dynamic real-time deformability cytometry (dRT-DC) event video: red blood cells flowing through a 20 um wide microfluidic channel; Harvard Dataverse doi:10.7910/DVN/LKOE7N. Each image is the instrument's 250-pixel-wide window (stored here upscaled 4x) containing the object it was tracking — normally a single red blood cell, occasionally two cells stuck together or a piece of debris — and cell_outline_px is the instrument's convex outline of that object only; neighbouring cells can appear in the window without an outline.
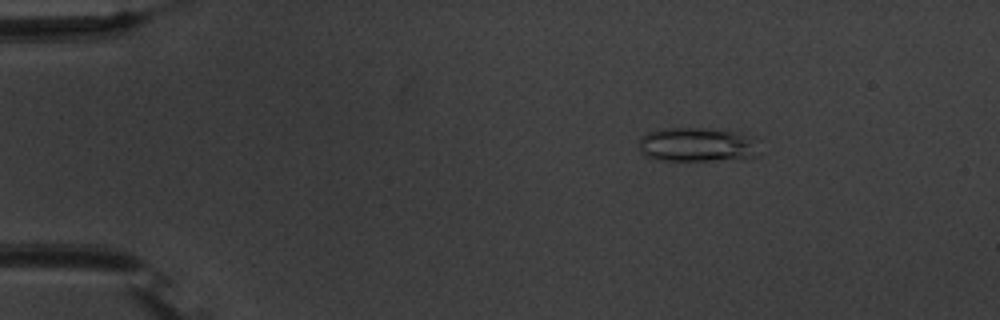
{"species": "common noctule bat (a hibernating species)", "species_latin": "Nyctalus noctula", "temperature_condition": "warm", "stored_images_in_passage": 54, "camera_frame_rate_fps": 3000, "um_per_image_px": 0.085, "animal": {"sex": "male", "body_mass_g": 20.1, "forearm_length_mm": 53.5}, "frame": {"image": 1, "passage_image": 9, "time_ms": 2.667, "image_size_px": [1000, 320], "cell_outline_px": [[756, 156], [712, 160], [660, 160], [648, 156], [640, 152], [640, 140], [648, 132], [664, 128], [704, 128], [732, 132], [748, 140]], "centroid_in_image_um": [59.03, 12.3], "position_along_channel_um": 26.0, "area_um2": 22.48}}
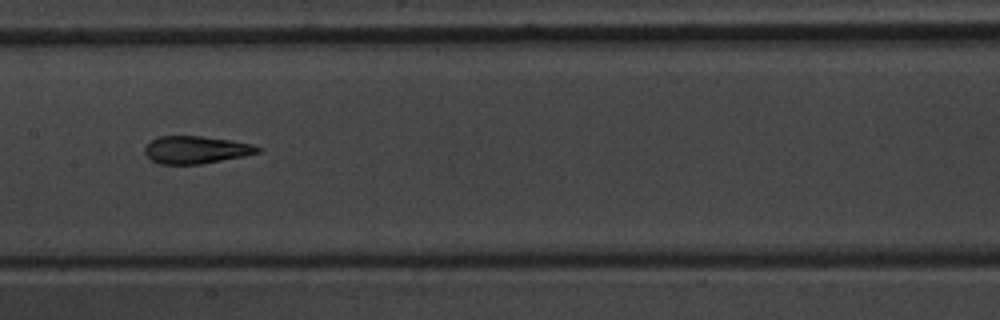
{"frame": {"image": 2, "passage_image": 28, "time_ms": 9.0, "image_size_px": [1000, 320], "cell_outline_px": [[260, 152], [244, 156], [200, 164], [160, 164], [152, 160], [144, 152], [144, 148], [152, 140], [160, 136], [200, 136], [232, 140], [252, 144], [260, 148]], "centroid_in_image_um": [16.66, 12.73], "position_along_channel_um": 190.7, "area_um2": 17.98}}
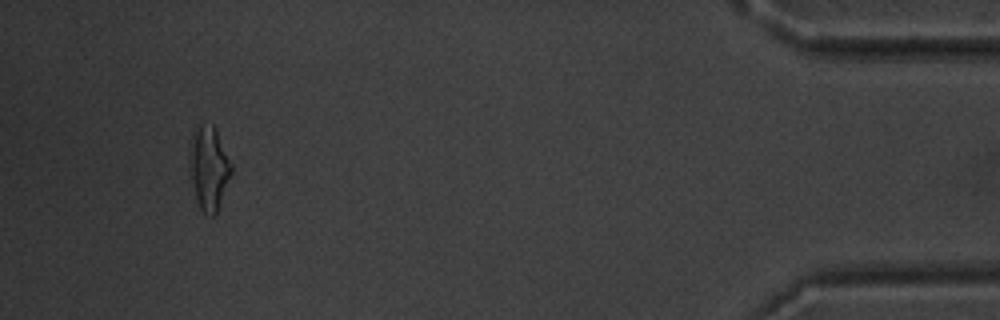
{"frame": {"image": 3, "passage_image": 51, "time_ms": 16.667, "image_size_px": [1000, 320], "cell_outline_px": [[232, 172], [216, 212], [212, 216], [208, 216], [200, 208], [196, 200], [188, 172], [188, 156], [192, 132], [200, 124], [212, 124], [216, 128], [232, 164]], "centroid_in_image_um": [17.71, 14.25], "position_along_channel_um": 417.5, "area_um2": 20.69}, "authors_computed_cell_mechanics": {"area_um2": 18.8717, "velocity_mm_per_s": 3.7961, "shape_relaxation_time_tau1_ms": 5.5455, "shape_relaxation_time_tau2_ms": 2.0897, "deformation_change_tau1": 0.2517, "deformation_change_tau2": 0.1251}}